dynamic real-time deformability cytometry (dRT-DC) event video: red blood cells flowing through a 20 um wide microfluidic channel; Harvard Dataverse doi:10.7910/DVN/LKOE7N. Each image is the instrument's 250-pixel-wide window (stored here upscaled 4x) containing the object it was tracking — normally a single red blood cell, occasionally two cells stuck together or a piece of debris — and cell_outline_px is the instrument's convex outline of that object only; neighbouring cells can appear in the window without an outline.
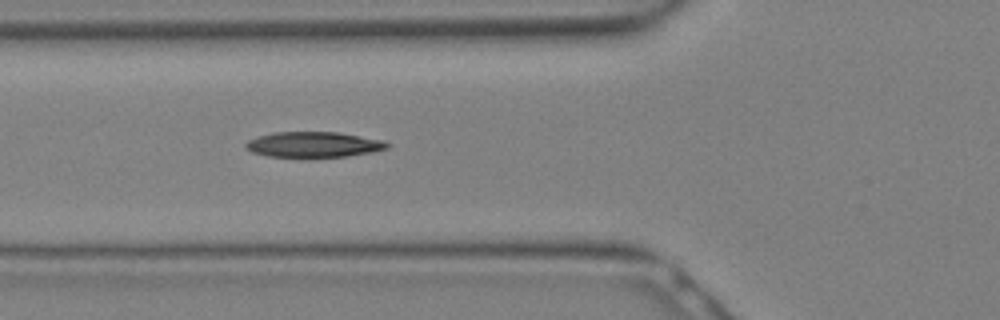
{"species": "Egyptian fruit bat (a non-hibernating species)", "species_latin": "Rousettus aegyptiacus", "temperature_condition": "warm", "stored_images_in_passage": 4, "camera_frame_rate_fps": 3000, "um_per_image_px": 0.085, "animal": {"sex": "female"}, "frame": {"image": 1, "passage_image": 4, "time_ms": 1.0, "image_size_px": [1000, 320], "cell_outline_px": [[388, 148], [372, 152], [348, 156], [308, 160], [268, 156], [252, 152], [244, 144], [248, 140], [272, 132], [340, 132], [384, 140], [388, 144]], "centroid_in_image_um": [26.66, 12.33], "position_along_channel_um": 99.1, "area_um2": 21.85}}